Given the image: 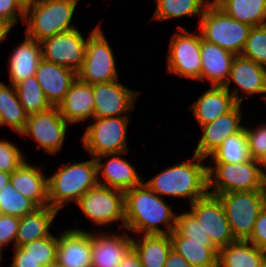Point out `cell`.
Instances as JSON below:
<instances>
[{
  "mask_svg": "<svg viewBox=\"0 0 266 267\" xmlns=\"http://www.w3.org/2000/svg\"><path fill=\"white\" fill-rule=\"evenodd\" d=\"M169 45L167 69L171 74L201 81V34L178 26Z\"/></svg>",
  "mask_w": 266,
  "mask_h": 267,
  "instance_id": "30bf717a",
  "label": "cell"
},
{
  "mask_svg": "<svg viewBox=\"0 0 266 267\" xmlns=\"http://www.w3.org/2000/svg\"><path fill=\"white\" fill-rule=\"evenodd\" d=\"M190 205V212L198 219L218 249L237 241L232 233L223 204L217 196L207 194Z\"/></svg>",
  "mask_w": 266,
  "mask_h": 267,
  "instance_id": "5bb4252c",
  "label": "cell"
},
{
  "mask_svg": "<svg viewBox=\"0 0 266 267\" xmlns=\"http://www.w3.org/2000/svg\"><path fill=\"white\" fill-rule=\"evenodd\" d=\"M240 55L266 68V24L250 29Z\"/></svg>",
  "mask_w": 266,
  "mask_h": 267,
  "instance_id": "74e56055",
  "label": "cell"
},
{
  "mask_svg": "<svg viewBox=\"0 0 266 267\" xmlns=\"http://www.w3.org/2000/svg\"><path fill=\"white\" fill-rule=\"evenodd\" d=\"M123 154H126V152L98 155L94 158L97 166L99 185L125 192L143 182V180H141L143 179L142 176H138L136 169L124 158H120L119 155ZM109 156L112 158L107 160L106 163H101V158H107ZM100 173L105 182L100 180Z\"/></svg>",
  "mask_w": 266,
  "mask_h": 267,
  "instance_id": "d6986e66",
  "label": "cell"
},
{
  "mask_svg": "<svg viewBox=\"0 0 266 267\" xmlns=\"http://www.w3.org/2000/svg\"><path fill=\"white\" fill-rule=\"evenodd\" d=\"M25 161L18 146L8 140H0V171L12 173Z\"/></svg>",
  "mask_w": 266,
  "mask_h": 267,
  "instance_id": "60d3db41",
  "label": "cell"
},
{
  "mask_svg": "<svg viewBox=\"0 0 266 267\" xmlns=\"http://www.w3.org/2000/svg\"><path fill=\"white\" fill-rule=\"evenodd\" d=\"M91 233L67 229L58 235L57 263L62 267H91Z\"/></svg>",
  "mask_w": 266,
  "mask_h": 267,
  "instance_id": "ac0fdd59",
  "label": "cell"
},
{
  "mask_svg": "<svg viewBox=\"0 0 266 267\" xmlns=\"http://www.w3.org/2000/svg\"><path fill=\"white\" fill-rule=\"evenodd\" d=\"M241 115V104H237L231 111L215 121L201 125L202 136L194 153L207 159L225 138L242 131L245 126L240 124Z\"/></svg>",
  "mask_w": 266,
  "mask_h": 267,
  "instance_id": "e0dca14e",
  "label": "cell"
},
{
  "mask_svg": "<svg viewBox=\"0 0 266 267\" xmlns=\"http://www.w3.org/2000/svg\"><path fill=\"white\" fill-rule=\"evenodd\" d=\"M22 4L26 7L30 4H34L37 0H20Z\"/></svg>",
  "mask_w": 266,
  "mask_h": 267,
  "instance_id": "f907efd6",
  "label": "cell"
},
{
  "mask_svg": "<svg viewBox=\"0 0 266 267\" xmlns=\"http://www.w3.org/2000/svg\"><path fill=\"white\" fill-rule=\"evenodd\" d=\"M11 28L12 26L9 23L0 19V43L2 40L6 39L8 33L11 31Z\"/></svg>",
  "mask_w": 266,
  "mask_h": 267,
  "instance_id": "c3c4849f",
  "label": "cell"
},
{
  "mask_svg": "<svg viewBox=\"0 0 266 267\" xmlns=\"http://www.w3.org/2000/svg\"><path fill=\"white\" fill-rule=\"evenodd\" d=\"M77 77L91 85L119 78L113 51L99 26L87 37L86 55Z\"/></svg>",
  "mask_w": 266,
  "mask_h": 267,
  "instance_id": "9c48e42d",
  "label": "cell"
},
{
  "mask_svg": "<svg viewBox=\"0 0 266 267\" xmlns=\"http://www.w3.org/2000/svg\"><path fill=\"white\" fill-rule=\"evenodd\" d=\"M0 111L3 117V126L8 125L15 132L21 134L26 127L28 114L22 107L16 88L0 82Z\"/></svg>",
  "mask_w": 266,
  "mask_h": 267,
  "instance_id": "1f68e13d",
  "label": "cell"
},
{
  "mask_svg": "<svg viewBox=\"0 0 266 267\" xmlns=\"http://www.w3.org/2000/svg\"><path fill=\"white\" fill-rule=\"evenodd\" d=\"M59 210L50 206L38 207L20 218L15 238V247H22L32 241L51 236L49 227Z\"/></svg>",
  "mask_w": 266,
  "mask_h": 267,
  "instance_id": "83f0119b",
  "label": "cell"
},
{
  "mask_svg": "<svg viewBox=\"0 0 266 267\" xmlns=\"http://www.w3.org/2000/svg\"><path fill=\"white\" fill-rule=\"evenodd\" d=\"M40 167L30 165L26 160L11 173L10 183L38 207L49 206L47 177Z\"/></svg>",
  "mask_w": 266,
  "mask_h": 267,
  "instance_id": "cb8c5ba5",
  "label": "cell"
},
{
  "mask_svg": "<svg viewBox=\"0 0 266 267\" xmlns=\"http://www.w3.org/2000/svg\"><path fill=\"white\" fill-rule=\"evenodd\" d=\"M92 88L94 94L93 118L129 116L126 112L133 110L139 94L122 85L118 80L92 84ZM123 113L125 114L123 115Z\"/></svg>",
  "mask_w": 266,
  "mask_h": 267,
  "instance_id": "9a60e30c",
  "label": "cell"
},
{
  "mask_svg": "<svg viewBox=\"0 0 266 267\" xmlns=\"http://www.w3.org/2000/svg\"><path fill=\"white\" fill-rule=\"evenodd\" d=\"M244 128L251 158L266 167V124L254 129L247 128V126Z\"/></svg>",
  "mask_w": 266,
  "mask_h": 267,
  "instance_id": "ab89813d",
  "label": "cell"
},
{
  "mask_svg": "<svg viewBox=\"0 0 266 267\" xmlns=\"http://www.w3.org/2000/svg\"><path fill=\"white\" fill-rule=\"evenodd\" d=\"M15 88L19 101L28 115L46 111L53 107L47 100L35 76L17 83Z\"/></svg>",
  "mask_w": 266,
  "mask_h": 267,
  "instance_id": "e575fe53",
  "label": "cell"
},
{
  "mask_svg": "<svg viewBox=\"0 0 266 267\" xmlns=\"http://www.w3.org/2000/svg\"><path fill=\"white\" fill-rule=\"evenodd\" d=\"M119 267H143L138 254L132 248L119 264Z\"/></svg>",
  "mask_w": 266,
  "mask_h": 267,
  "instance_id": "7dc6e473",
  "label": "cell"
},
{
  "mask_svg": "<svg viewBox=\"0 0 266 267\" xmlns=\"http://www.w3.org/2000/svg\"><path fill=\"white\" fill-rule=\"evenodd\" d=\"M62 117L69 123H78L94 115V94L92 85L80 80L73 81L64 100L57 106Z\"/></svg>",
  "mask_w": 266,
  "mask_h": 267,
  "instance_id": "603a6c76",
  "label": "cell"
},
{
  "mask_svg": "<svg viewBox=\"0 0 266 267\" xmlns=\"http://www.w3.org/2000/svg\"><path fill=\"white\" fill-rule=\"evenodd\" d=\"M78 0H37L26 6V33L37 42L57 33L76 29L72 24Z\"/></svg>",
  "mask_w": 266,
  "mask_h": 267,
  "instance_id": "277c9868",
  "label": "cell"
},
{
  "mask_svg": "<svg viewBox=\"0 0 266 267\" xmlns=\"http://www.w3.org/2000/svg\"><path fill=\"white\" fill-rule=\"evenodd\" d=\"M0 126H3V117L1 111H0Z\"/></svg>",
  "mask_w": 266,
  "mask_h": 267,
  "instance_id": "f5cc1de1",
  "label": "cell"
},
{
  "mask_svg": "<svg viewBox=\"0 0 266 267\" xmlns=\"http://www.w3.org/2000/svg\"><path fill=\"white\" fill-rule=\"evenodd\" d=\"M156 9L152 20L165 21L183 16H202L204 9L210 3L207 0H155Z\"/></svg>",
  "mask_w": 266,
  "mask_h": 267,
  "instance_id": "d6a6232c",
  "label": "cell"
},
{
  "mask_svg": "<svg viewBox=\"0 0 266 267\" xmlns=\"http://www.w3.org/2000/svg\"><path fill=\"white\" fill-rule=\"evenodd\" d=\"M25 39L20 45L13 49L9 59L10 84L26 80L35 76L39 62L42 60V49L40 42L25 35Z\"/></svg>",
  "mask_w": 266,
  "mask_h": 267,
  "instance_id": "484cf974",
  "label": "cell"
},
{
  "mask_svg": "<svg viewBox=\"0 0 266 267\" xmlns=\"http://www.w3.org/2000/svg\"><path fill=\"white\" fill-rule=\"evenodd\" d=\"M101 233H91V267H119L132 249L133 239L126 232L122 236Z\"/></svg>",
  "mask_w": 266,
  "mask_h": 267,
  "instance_id": "ffe728a7",
  "label": "cell"
},
{
  "mask_svg": "<svg viewBox=\"0 0 266 267\" xmlns=\"http://www.w3.org/2000/svg\"><path fill=\"white\" fill-rule=\"evenodd\" d=\"M47 100L52 106H58L69 91L77 73L64 66L41 60L35 73Z\"/></svg>",
  "mask_w": 266,
  "mask_h": 267,
  "instance_id": "44dd1931",
  "label": "cell"
},
{
  "mask_svg": "<svg viewBox=\"0 0 266 267\" xmlns=\"http://www.w3.org/2000/svg\"><path fill=\"white\" fill-rule=\"evenodd\" d=\"M203 40L240 55L248 38L250 25L227 15L214 2H210L199 18Z\"/></svg>",
  "mask_w": 266,
  "mask_h": 267,
  "instance_id": "8992f818",
  "label": "cell"
},
{
  "mask_svg": "<svg viewBox=\"0 0 266 267\" xmlns=\"http://www.w3.org/2000/svg\"><path fill=\"white\" fill-rule=\"evenodd\" d=\"M11 173L0 171V189L10 183Z\"/></svg>",
  "mask_w": 266,
  "mask_h": 267,
  "instance_id": "681fc988",
  "label": "cell"
},
{
  "mask_svg": "<svg viewBox=\"0 0 266 267\" xmlns=\"http://www.w3.org/2000/svg\"><path fill=\"white\" fill-rule=\"evenodd\" d=\"M68 125L59 108L53 106L46 111L28 115L21 135L31 136L37 142L38 148L56 154L62 148Z\"/></svg>",
  "mask_w": 266,
  "mask_h": 267,
  "instance_id": "4fadbf2b",
  "label": "cell"
},
{
  "mask_svg": "<svg viewBox=\"0 0 266 267\" xmlns=\"http://www.w3.org/2000/svg\"><path fill=\"white\" fill-rule=\"evenodd\" d=\"M25 11L26 7L20 0H0V19L9 23L12 27L20 18L24 22Z\"/></svg>",
  "mask_w": 266,
  "mask_h": 267,
  "instance_id": "7bdbcfd3",
  "label": "cell"
},
{
  "mask_svg": "<svg viewBox=\"0 0 266 267\" xmlns=\"http://www.w3.org/2000/svg\"><path fill=\"white\" fill-rule=\"evenodd\" d=\"M38 206L25 197L11 183L0 189V214H9L21 218L33 212Z\"/></svg>",
  "mask_w": 266,
  "mask_h": 267,
  "instance_id": "d590c367",
  "label": "cell"
},
{
  "mask_svg": "<svg viewBox=\"0 0 266 267\" xmlns=\"http://www.w3.org/2000/svg\"><path fill=\"white\" fill-rule=\"evenodd\" d=\"M48 267H62V266L59 265L58 263H55V264L49 265Z\"/></svg>",
  "mask_w": 266,
  "mask_h": 267,
  "instance_id": "db71d44e",
  "label": "cell"
},
{
  "mask_svg": "<svg viewBox=\"0 0 266 267\" xmlns=\"http://www.w3.org/2000/svg\"><path fill=\"white\" fill-rule=\"evenodd\" d=\"M172 249L192 267H218L219 249L212 241H197L173 230L170 234Z\"/></svg>",
  "mask_w": 266,
  "mask_h": 267,
  "instance_id": "4316f807",
  "label": "cell"
},
{
  "mask_svg": "<svg viewBox=\"0 0 266 267\" xmlns=\"http://www.w3.org/2000/svg\"><path fill=\"white\" fill-rule=\"evenodd\" d=\"M203 160L205 158L194 153L188 162L175 164L145 183L160 197H187L192 204L208 194L207 165Z\"/></svg>",
  "mask_w": 266,
  "mask_h": 267,
  "instance_id": "7a4b0ae2",
  "label": "cell"
},
{
  "mask_svg": "<svg viewBox=\"0 0 266 267\" xmlns=\"http://www.w3.org/2000/svg\"><path fill=\"white\" fill-rule=\"evenodd\" d=\"M20 224V218L9 214H0V257L2 248L14 241Z\"/></svg>",
  "mask_w": 266,
  "mask_h": 267,
  "instance_id": "b9f144b4",
  "label": "cell"
},
{
  "mask_svg": "<svg viewBox=\"0 0 266 267\" xmlns=\"http://www.w3.org/2000/svg\"><path fill=\"white\" fill-rule=\"evenodd\" d=\"M238 103L225 87L212 86L191 107L199 125L215 121L231 111Z\"/></svg>",
  "mask_w": 266,
  "mask_h": 267,
  "instance_id": "d4e9b609",
  "label": "cell"
},
{
  "mask_svg": "<svg viewBox=\"0 0 266 267\" xmlns=\"http://www.w3.org/2000/svg\"><path fill=\"white\" fill-rule=\"evenodd\" d=\"M15 254L11 267H42L33 257L29 256L21 247H14ZM10 267V266H9Z\"/></svg>",
  "mask_w": 266,
  "mask_h": 267,
  "instance_id": "f6af8a7d",
  "label": "cell"
},
{
  "mask_svg": "<svg viewBox=\"0 0 266 267\" xmlns=\"http://www.w3.org/2000/svg\"><path fill=\"white\" fill-rule=\"evenodd\" d=\"M246 241L266 251V205L258 214L251 236Z\"/></svg>",
  "mask_w": 266,
  "mask_h": 267,
  "instance_id": "ee69618b",
  "label": "cell"
},
{
  "mask_svg": "<svg viewBox=\"0 0 266 267\" xmlns=\"http://www.w3.org/2000/svg\"><path fill=\"white\" fill-rule=\"evenodd\" d=\"M83 214L95 224L106 225L118 220L125 224L124 192L97 185L89 189L76 202Z\"/></svg>",
  "mask_w": 266,
  "mask_h": 267,
  "instance_id": "8fae6325",
  "label": "cell"
},
{
  "mask_svg": "<svg viewBox=\"0 0 266 267\" xmlns=\"http://www.w3.org/2000/svg\"><path fill=\"white\" fill-rule=\"evenodd\" d=\"M42 59L69 68L76 73L82 67L86 55L87 38L79 29L57 33L40 42Z\"/></svg>",
  "mask_w": 266,
  "mask_h": 267,
  "instance_id": "7c38bea8",
  "label": "cell"
},
{
  "mask_svg": "<svg viewBox=\"0 0 266 267\" xmlns=\"http://www.w3.org/2000/svg\"><path fill=\"white\" fill-rule=\"evenodd\" d=\"M207 172L208 194L213 196L228 192L266 190V167L253 159L244 163H214L207 166ZM212 186L213 190L209 191Z\"/></svg>",
  "mask_w": 266,
  "mask_h": 267,
  "instance_id": "5b68a950",
  "label": "cell"
},
{
  "mask_svg": "<svg viewBox=\"0 0 266 267\" xmlns=\"http://www.w3.org/2000/svg\"><path fill=\"white\" fill-rule=\"evenodd\" d=\"M178 234L197 241H212L198 219L189 211L177 214L175 229Z\"/></svg>",
  "mask_w": 266,
  "mask_h": 267,
  "instance_id": "f35d334b",
  "label": "cell"
},
{
  "mask_svg": "<svg viewBox=\"0 0 266 267\" xmlns=\"http://www.w3.org/2000/svg\"><path fill=\"white\" fill-rule=\"evenodd\" d=\"M232 82L237 86L233 92L229 86ZM224 87L238 104H242L243 96L241 95L243 92L249 96L263 94L261 97L266 101V68L253 60L236 55L231 64L230 76Z\"/></svg>",
  "mask_w": 266,
  "mask_h": 267,
  "instance_id": "2e32d148",
  "label": "cell"
},
{
  "mask_svg": "<svg viewBox=\"0 0 266 267\" xmlns=\"http://www.w3.org/2000/svg\"><path fill=\"white\" fill-rule=\"evenodd\" d=\"M21 248L42 267L57 263L58 237L54 235L32 241Z\"/></svg>",
  "mask_w": 266,
  "mask_h": 267,
  "instance_id": "8d00e7d4",
  "label": "cell"
},
{
  "mask_svg": "<svg viewBox=\"0 0 266 267\" xmlns=\"http://www.w3.org/2000/svg\"><path fill=\"white\" fill-rule=\"evenodd\" d=\"M260 267H266V256L263 258Z\"/></svg>",
  "mask_w": 266,
  "mask_h": 267,
  "instance_id": "816d5d0a",
  "label": "cell"
},
{
  "mask_svg": "<svg viewBox=\"0 0 266 267\" xmlns=\"http://www.w3.org/2000/svg\"><path fill=\"white\" fill-rule=\"evenodd\" d=\"M227 15L251 27L266 24V0H216Z\"/></svg>",
  "mask_w": 266,
  "mask_h": 267,
  "instance_id": "4dcf8cb0",
  "label": "cell"
},
{
  "mask_svg": "<svg viewBox=\"0 0 266 267\" xmlns=\"http://www.w3.org/2000/svg\"><path fill=\"white\" fill-rule=\"evenodd\" d=\"M124 228L143 235H167L175 229L176 215L164 198L152 191L146 183L124 192ZM163 224L166 230L159 227Z\"/></svg>",
  "mask_w": 266,
  "mask_h": 267,
  "instance_id": "6da1fadb",
  "label": "cell"
},
{
  "mask_svg": "<svg viewBox=\"0 0 266 267\" xmlns=\"http://www.w3.org/2000/svg\"><path fill=\"white\" fill-rule=\"evenodd\" d=\"M213 163H244L252 158L249 154L245 128L225 138L222 144L209 156Z\"/></svg>",
  "mask_w": 266,
  "mask_h": 267,
  "instance_id": "836d02e7",
  "label": "cell"
},
{
  "mask_svg": "<svg viewBox=\"0 0 266 267\" xmlns=\"http://www.w3.org/2000/svg\"><path fill=\"white\" fill-rule=\"evenodd\" d=\"M217 197L223 204L235 239L246 241L266 205V190L228 192Z\"/></svg>",
  "mask_w": 266,
  "mask_h": 267,
  "instance_id": "52a82bcc",
  "label": "cell"
},
{
  "mask_svg": "<svg viewBox=\"0 0 266 267\" xmlns=\"http://www.w3.org/2000/svg\"><path fill=\"white\" fill-rule=\"evenodd\" d=\"M266 251L248 241L237 240L218 251V267H260Z\"/></svg>",
  "mask_w": 266,
  "mask_h": 267,
  "instance_id": "f1b7e54d",
  "label": "cell"
},
{
  "mask_svg": "<svg viewBox=\"0 0 266 267\" xmlns=\"http://www.w3.org/2000/svg\"><path fill=\"white\" fill-rule=\"evenodd\" d=\"M164 267H192L180 254L171 249Z\"/></svg>",
  "mask_w": 266,
  "mask_h": 267,
  "instance_id": "bcb514c9",
  "label": "cell"
},
{
  "mask_svg": "<svg viewBox=\"0 0 266 267\" xmlns=\"http://www.w3.org/2000/svg\"><path fill=\"white\" fill-rule=\"evenodd\" d=\"M97 185V166L93 157L85 162L60 165L47 178L49 206L60 211L70 201L76 203L82 195Z\"/></svg>",
  "mask_w": 266,
  "mask_h": 267,
  "instance_id": "3957f363",
  "label": "cell"
},
{
  "mask_svg": "<svg viewBox=\"0 0 266 267\" xmlns=\"http://www.w3.org/2000/svg\"><path fill=\"white\" fill-rule=\"evenodd\" d=\"M81 138L91 157L127 152V128L129 117L93 118Z\"/></svg>",
  "mask_w": 266,
  "mask_h": 267,
  "instance_id": "ba28073f",
  "label": "cell"
},
{
  "mask_svg": "<svg viewBox=\"0 0 266 267\" xmlns=\"http://www.w3.org/2000/svg\"><path fill=\"white\" fill-rule=\"evenodd\" d=\"M132 248L138 254L143 267H164L172 249L170 235H143L133 239Z\"/></svg>",
  "mask_w": 266,
  "mask_h": 267,
  "instance_id": "f546056e",
  "label": "cell"
},
{
  "mask_svg": "<svg viewBox=\"0 0 266 267\" xmlns=\"http://www.w3.org/2000/svg\"><path fill=\"white\" fill-rule=\"evenodd\" d=\"M236 55L201 37V81L206 79L212 86L224 87Z\"/></svg>",
  "mask_w": 266,
  "mask_h": 267,
  "instance_id": "7402d4cb",
  "label": "cell"
}]
</instances>
